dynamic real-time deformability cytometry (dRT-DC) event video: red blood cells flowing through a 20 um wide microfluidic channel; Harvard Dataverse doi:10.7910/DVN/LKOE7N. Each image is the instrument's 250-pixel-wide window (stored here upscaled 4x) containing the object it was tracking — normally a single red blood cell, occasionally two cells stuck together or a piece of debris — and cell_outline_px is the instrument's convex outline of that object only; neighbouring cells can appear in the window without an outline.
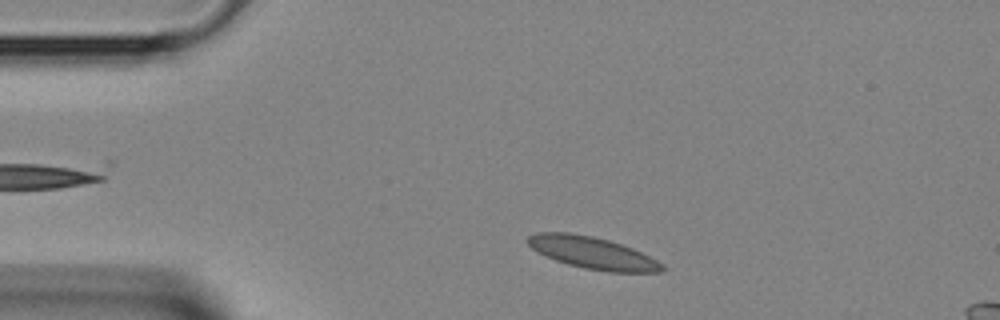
{"species": "Egyptian fruit bat (a non-hibernating species)", "species_latin": "Rousettus aegyptiacus", "temperature_condition": "room temperature", "stored_images_in_passage": 2, "camera_frame_rate_fps": 3000, "um_per_image_px": 0.085, "animal": {"sex": "female"}, "frame": {"image": 1, "passage_image": 2, "time_ms": 0.333, "image_size_px": [1000, 320], "cell_outline_px": [[668, 268], [660, 272], [608, 272], [584, 268], [568, 264], [556, 260], [536, 252], [524, 240], [528, 236], [536, 232], [568, 232], [592, 236], [608, 240], [632, 248], [664, 264]], "centroid_in_image_um": [50.34, 21.49], "position_along_channel_um": 34.7, "area_um2": 25.09}}